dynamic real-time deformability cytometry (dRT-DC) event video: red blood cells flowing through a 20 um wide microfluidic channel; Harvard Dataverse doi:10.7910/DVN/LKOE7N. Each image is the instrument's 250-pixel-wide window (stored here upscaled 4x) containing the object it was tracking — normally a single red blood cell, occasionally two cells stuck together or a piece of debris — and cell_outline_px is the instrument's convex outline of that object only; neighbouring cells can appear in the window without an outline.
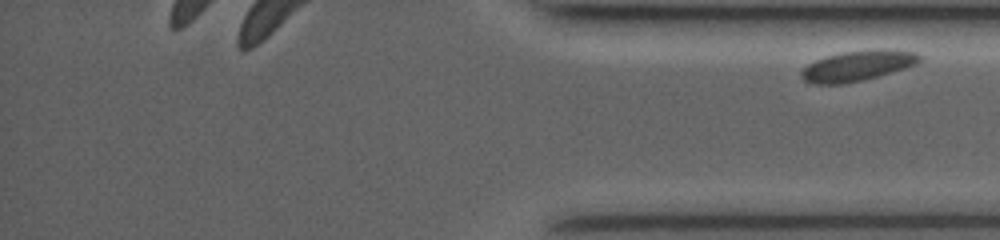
{"species": "common noctule bat (a hibernating species)", "species_latin": "Nyctalus noctula", "temperature_condition": "room temperature", "stored_images_in_passage": 10, "segment_of_instrument_passage": [2, 2], "camera_frame_rate_fps": 3500, "um_per_image_px": 0.085, "animal": {"sex": "female", "body_mass_g": 19.0, "forearm_length_mm": 53.3}, "frame": {"image": 1, "passage_image": 10, "time_ms": 9.714, "image_size_px": [1000, 240], "cell_outline_px": [[920, 60], [916, 64], [904, 68], [864, 80], [840, 84], [812, 84], [804, 80], [800, 76], [800, 72], [808, 64], [816, 60], [828, 56], [844, 52], [880, 48], [916, 52], [920, 56]], "centroid_in_image_um": [72.88, 5.59], "position_along_channel_um": 362.3, "area_um2": 20.75}}